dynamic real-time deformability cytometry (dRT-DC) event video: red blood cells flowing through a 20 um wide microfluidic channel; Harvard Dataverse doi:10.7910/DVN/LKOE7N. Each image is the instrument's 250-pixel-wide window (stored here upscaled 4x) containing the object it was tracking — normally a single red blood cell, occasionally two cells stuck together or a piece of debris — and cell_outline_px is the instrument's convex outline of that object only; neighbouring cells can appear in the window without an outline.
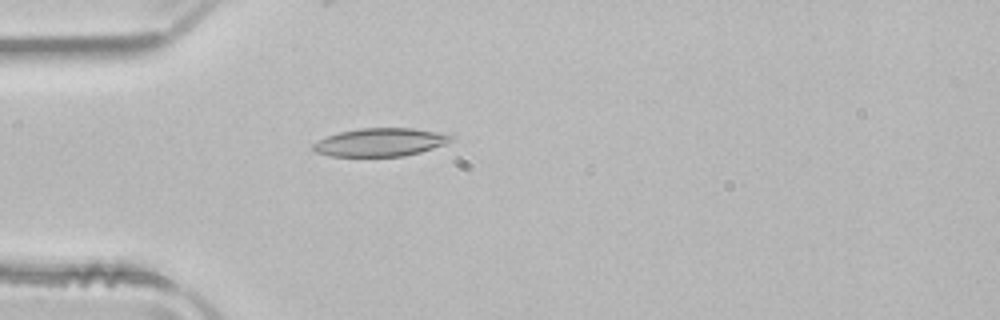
{"species": "common noctule bat (a hibernating species)", "species_latin": "Nyctalus noctula", "temperature_condition": "room temperature", "stored_images_in_passage": 45, "camera_frame_rate_fps": 3000, "um_per_image_px": 0.085, "animal": {"sex": "male", "body_mass_g": 21.5, "forearm_length_mm": 52.0}, "frame": {"image": 1, "passage_image": 7, "time_ms": 2.0, "image_size_px": [1000, 320], "cell_outline_px": [[456, 136], [452, 140], [444, 144], [420, 152], [404, 156], [328, 156], [316, 152], [312, 148], [312, 144], [328, 136], [340, 132], [360, 128], [412, 128], [456, 132]], "centroid_in_image_um": [32.45, 12.07], "position_along_channel_um": 52.5, "area_um2": 23.0}}
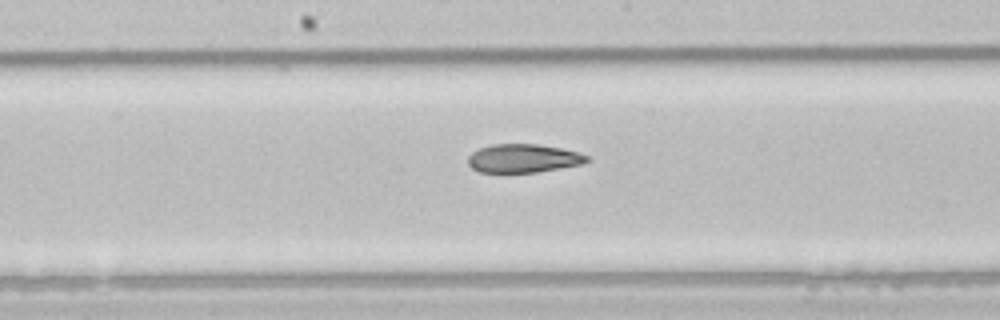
{"frame": {"image": 2, "passage_image": 19, "time_ms": 6.0, "image_size_px": [1000, 320], "cell_outline_px": [[592, 160], [584, 164], [536, 172], [480, 172], [472, 168], [468, 164], [468, 156], [472, 152], [480, 148], [492, 144], [536, 144], [560, 148], [576, 152], [588, 156]], "centroid_in_image_um": [44.49, 13.46], "position_along_channel_um": 203.7, "area_um2": 19.71}}
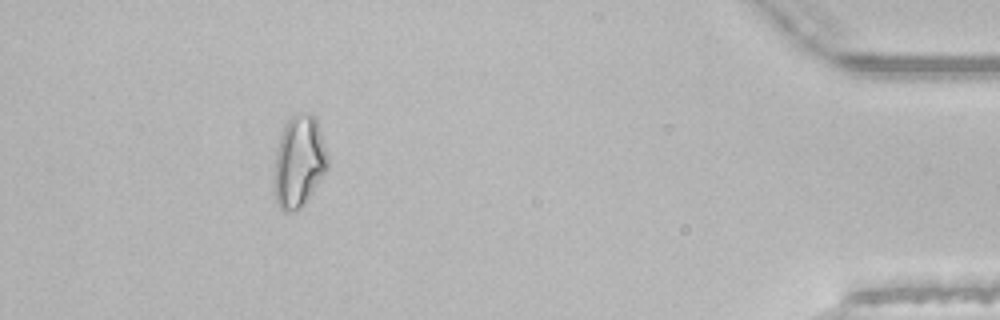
{"frame": {"image": 3, "passage_image": 39, "time_ms": 12.667, "image_size_px": [1000, 320], "cell_outline_px": [[328, 168], [304, 204], [300, 208], [292, 212], [284, 212], [280, 208], [276, 200], [276, 152], [280, 136], [284, 124], [292, 116], [300, 112], [312, 112], [316, 116], [328, 156]], "centroid_in_image_um": [25.45, 13.68], "position_along_channel_um": 409.8, "area_um2": 28.32}, "authors_computed_cell_mechanics": {"area_um2": 21.5594, "velocity_mm_per_s": 3.9762, "shape_relaxation_time_tau1_ms": null, "shape_relaxation_time_tau2_ms": 4.1257, "deformation_change_tau1": null, "deformation_change_tau2": 0.1164}}